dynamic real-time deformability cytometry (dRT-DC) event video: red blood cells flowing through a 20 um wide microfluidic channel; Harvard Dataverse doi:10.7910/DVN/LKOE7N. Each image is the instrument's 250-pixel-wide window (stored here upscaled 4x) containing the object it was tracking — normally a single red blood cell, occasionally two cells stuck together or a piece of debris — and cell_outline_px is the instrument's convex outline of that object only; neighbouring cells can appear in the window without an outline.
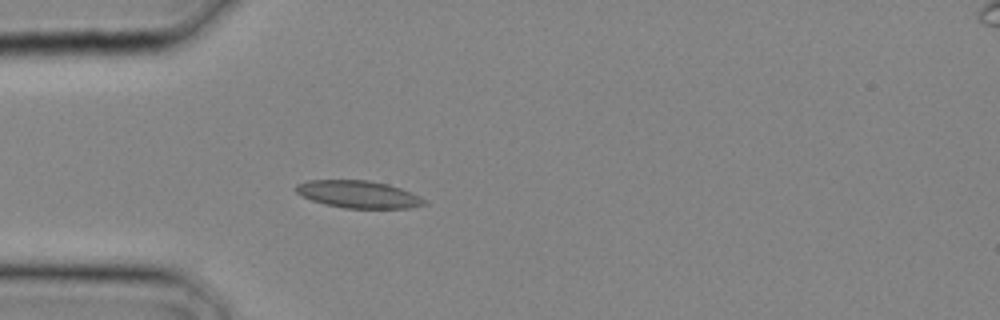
{"species": "common noctule bat (a hibernating species)", "species_latin": "Nyctalus noctula", "temperature_condition": "cold", "stored_images_in_passage": 3, "camera_frame_rate_fps": 3000, "um_per_image_px": 0.085, "animal": {"sex": "male", "body_mass_g": 20.4}, "frame": {"image": 1, "passage_image": 3, "time_ms": 0.667, "image_size_px": [1000, 320], "cell_outline_px": [[428, 204], [408, 208], [344, 208], [324, 204], [312, 200], [296, 192], [296, 184], [308, 180], [368, 180], [388, 184], [412, 192], [428, 200]], "centroid_in_image_um": [30.51, 16.52], "position_along_channel_um": 54.5, "area_um2": 20.52}}